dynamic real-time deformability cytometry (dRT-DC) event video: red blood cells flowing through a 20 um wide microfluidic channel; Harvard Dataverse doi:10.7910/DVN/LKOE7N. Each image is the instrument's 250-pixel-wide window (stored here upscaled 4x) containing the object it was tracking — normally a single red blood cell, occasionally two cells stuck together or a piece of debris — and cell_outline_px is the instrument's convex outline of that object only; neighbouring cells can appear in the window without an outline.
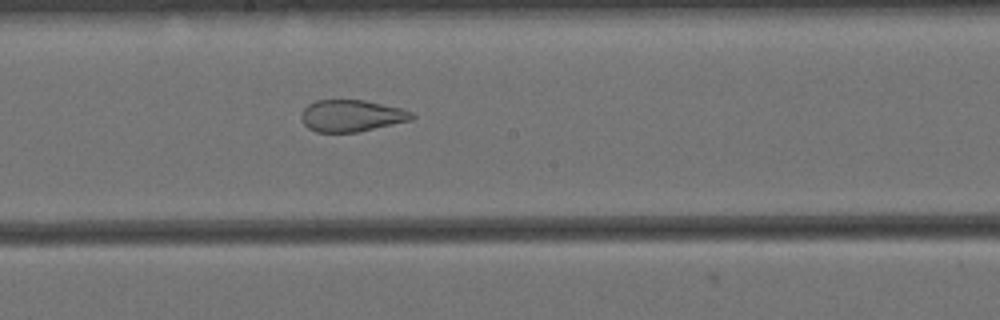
{"species": "Egyptian fruit bat (a non-hibernating species)", "species_latin": "Rousettus aegyptiacus", "temperature_condition": "cold", "stored_images_in_passage": 58, "camera_frame_rate_fps": 3000, "um_per_image_px": 0.085, "animal": {"sex": "female"}, "frame": {"image": 1, "passage_image": 30, "time_ms": 9.667, "image_size_px": [1000, 320], "cell_outline_px": [[416, 116], [412, 120], [356, 132], [316, 132], [308, 128], [300, 120], [300, 112], [308, 104], [316, 100], [364, 100], [400, 108], [412, 112]], "centroid_in_image_um": [29.84, 9.84], "position_along_channel_um": 218.4, "area_um2": 20.52}}
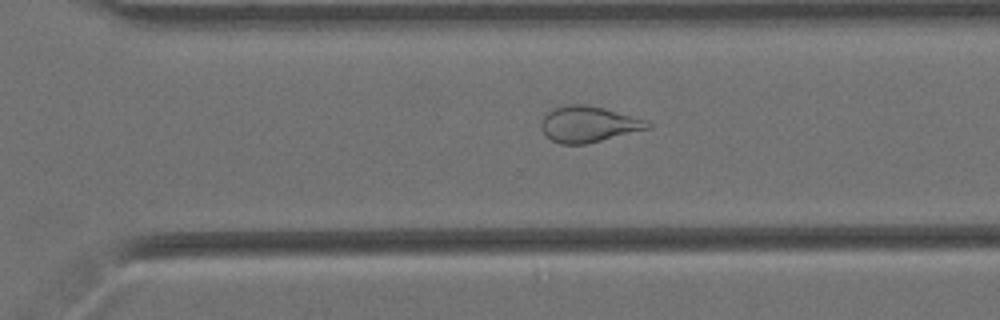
{"frame": {"image": 2, "passage_image": 39, "time_ms": 12.667, "image_size_px": [1000, 320], "cell_outline_px": [[652, 128], [584, 144], [560, 144], [544, 136], [540, 128], [540, 124], [544, 116], [548, 112], [564, 104], [584, 104], [604, 108], [648, 120], [652, 124]], "centroid_in_image_um": [50.02, 10.56], "position_along_channel_um": 320.6, "area_um2": 22.43}}
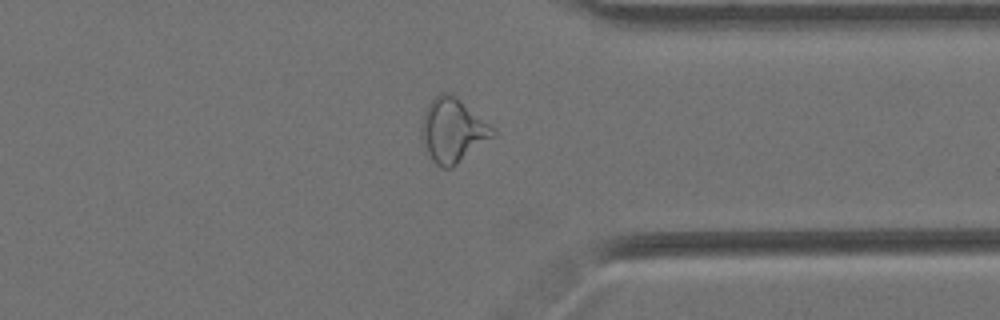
{"frame": {"image": 3, "passage_image": 44, "time_ms": 14.333, "image_size_px": [1000, 320], "cell_outline_px": [[496, 136], [452, 168], [440, 168], [424, 152], [420, 136], [420, 124], [424, 112], [428, 104], [440, 92], [448, 92], [456, 96], [496, 128]], "centroid_in_image_um": [38.48, 11.1], "position_along_channel_um": 372.9, "area_um2": 27.4}, "authors_computed_cell_mechanics": {"area_um2": 27.2238, "velocity_mm_per_s": 3.4389, "shape_relaxation_time_tau1_ms": null, "shape_relaxation_time_tau2_ms": 1.7096, "deformation_change_tau1": null, "deformation_change_tau2": 0.092}}